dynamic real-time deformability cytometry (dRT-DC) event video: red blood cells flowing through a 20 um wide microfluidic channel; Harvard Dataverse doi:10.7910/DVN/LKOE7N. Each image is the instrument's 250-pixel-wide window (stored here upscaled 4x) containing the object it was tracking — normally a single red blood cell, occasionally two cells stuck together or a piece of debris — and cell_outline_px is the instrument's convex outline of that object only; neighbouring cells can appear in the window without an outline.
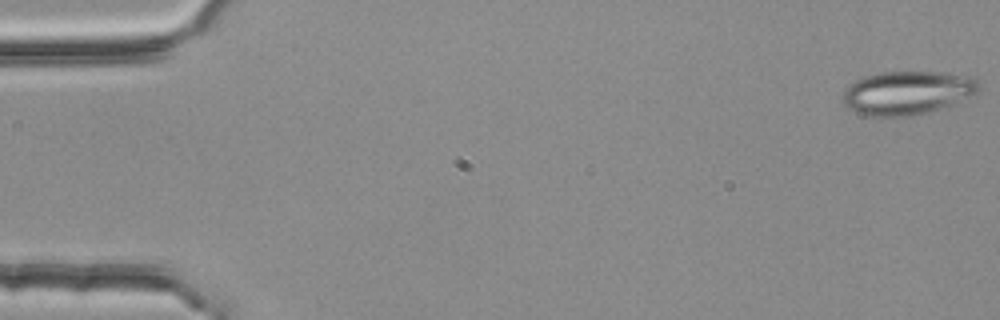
{"species": "common noctule bat (a hibernating species)", "species_latin": "Nyctalus noctula", "temperature_condition": "room temperature", "stored_images_in_passage": 5, "camera_frame_rate_fps": 3000, "um_per_image_px": 0.085, "animal": {"sex": "female", "body_mass_g": 25.1}, "frame": {"image": 1, "passage_image": 1, "time_ms": 0.0, "image_size_px": [1000, 320], "cell_outline_px": [[980, 88], [976, 92], [940, 108], [928, 112], [912, 116], [864, 116], [848, 108], [840, 100], [848, 84], [864, 76], [880, 72], [944, 72], [972, 76], [980, 84]], "centroid_in_image_um": [77.05, 7.88], "position_along_channel_um": 7.9, "area_um2": 34.51}}